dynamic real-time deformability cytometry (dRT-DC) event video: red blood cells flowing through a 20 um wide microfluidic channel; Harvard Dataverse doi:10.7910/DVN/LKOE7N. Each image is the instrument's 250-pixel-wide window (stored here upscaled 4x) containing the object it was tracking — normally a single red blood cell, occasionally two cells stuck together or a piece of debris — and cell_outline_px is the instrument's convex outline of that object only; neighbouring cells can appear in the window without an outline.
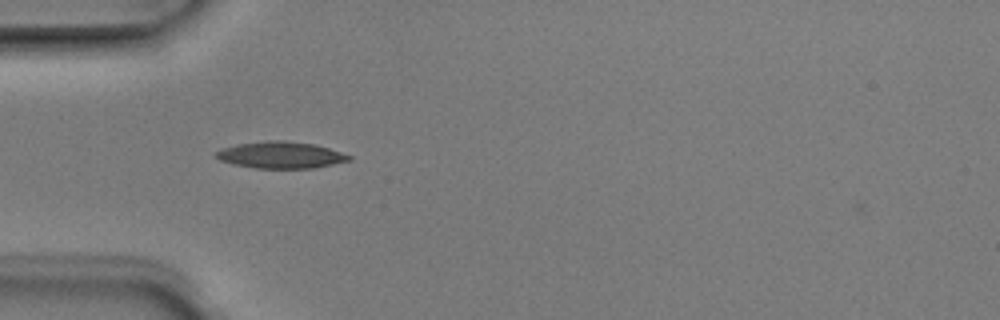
{"species": "Egyptian fruit bat (a non-hibernating species)", "species_latin": "Rousettus aegyptiacus", "temperature_condition": "room temperature", "stored_images_in_passage": 3, "camera_frame_rate_fps": 3000, "um_per_image_px": 0.085, "animal": {"sex": "male"}, "frame": {"image": 1, "passage_image": 1, "time_ms": 0.0, "image_size_px": [1000, 320], "cell_outline_px": [[352, 160], [312, 168], [256, 168], [232, 164], [220, 160], [216, 156], [216, 152], [220, 148], [236, 144], [268, 140], [284, 140], [316, 144], [352, 156]], "centroid_in_image_um": [23.85, 13.16], "position_along_channel_um": 61.2, "area_um2": 20.69}}
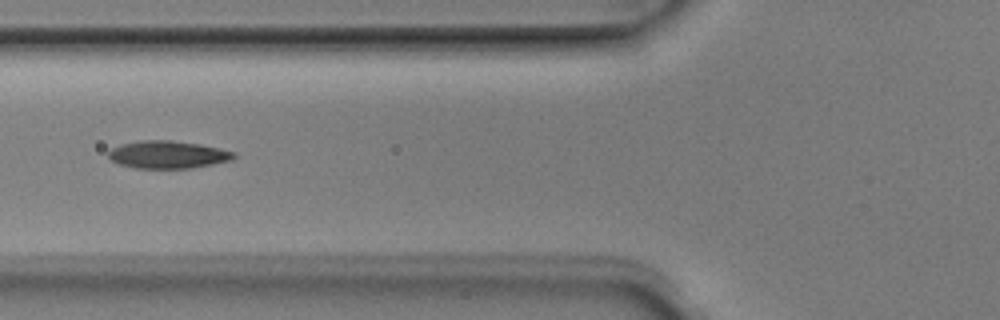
{"frame": {"image": 2, "passage_image": 2, "time_ms": 0.333, "image_size_px": [1000, 320], "cell_outline_px": [[236, 156], [232, 160], [192, 168], [136, 168], [120, 164], [112, 160], [108, 156], [108, 152], [112, 148], [120, 144], [140, 140], [172, 140], [200, 144], [220, 148], [236, 152]], "centroid_in_image_um": [14.28, 13.13], "position_along_channel_um": 111.5, "area_um2": 20.23}}
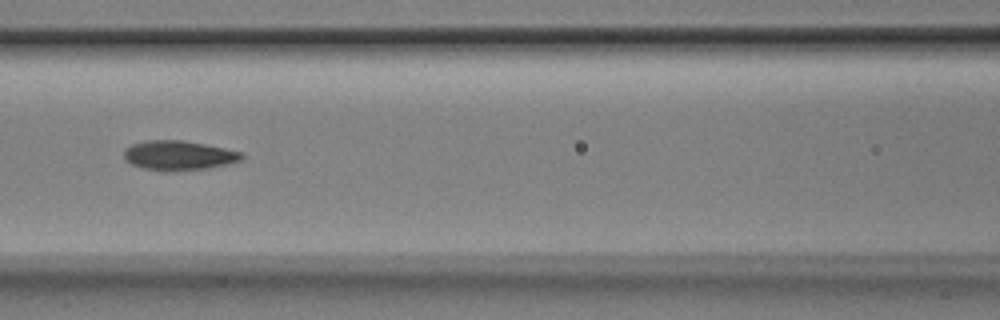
{"frame": {"image": 3, "passage_image": 3, "time_ms": 0.667, "image_size_px": [1000, 320], "cell_outline_px": [[244, 156], [240, 160], [228, 164], [208, 168], [176, 172], [172, 172], [144, 168], [132, 164], [124, 160], [124, 148], [132, 144], [144, 140], [184, 140], [244, 152]], "centroid_in_image_um": [15.18, 13.21], "position_along_channel_um": 151.4, "area_um2": 20.52}}